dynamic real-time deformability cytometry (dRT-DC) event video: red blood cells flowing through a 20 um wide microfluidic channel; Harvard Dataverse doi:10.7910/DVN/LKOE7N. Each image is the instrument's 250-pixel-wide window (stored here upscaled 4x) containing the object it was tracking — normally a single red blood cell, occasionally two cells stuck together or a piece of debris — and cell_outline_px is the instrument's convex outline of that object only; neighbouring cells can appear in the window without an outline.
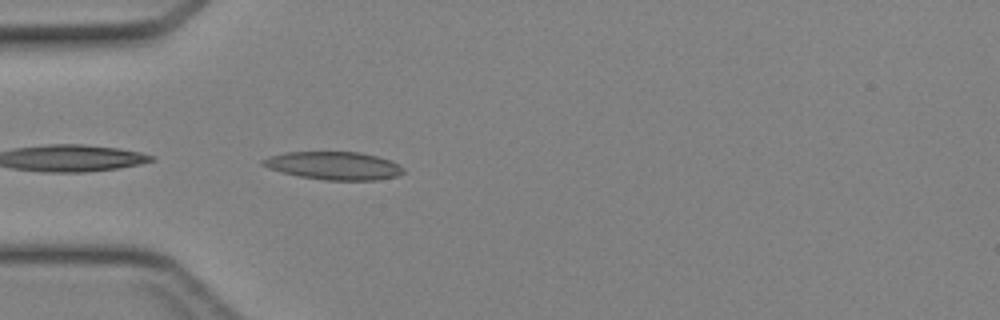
{"species": "Egyptian fruit bat (a non-hibernating species)", "species_latin": "Rousettus aegyptiacus", "temperature_condition": "cold", "stored_images_in_passage": 22, "camera_frame_rate_fps": 3000, "um_per_image_px": 0.085, "animal": {"sex": "female"}, "frame": {"image": 1, "passage_image": 1, "time_ms": 0.0, "image_size_px": [1000, 320], "cell_outline_px": [[404, 172], [396, 176], [376, 180], [324, 180], [300, 176], [280, 172], [268, 168], [260, 164], [260, 160], [268, 156], [284, 152], [360, 152], [392, 160], [404, 168]], "centroid_in_image_um": [28.34, 14.08], "position_along_channel_um": 56.7, "area_um2": 23.06}}